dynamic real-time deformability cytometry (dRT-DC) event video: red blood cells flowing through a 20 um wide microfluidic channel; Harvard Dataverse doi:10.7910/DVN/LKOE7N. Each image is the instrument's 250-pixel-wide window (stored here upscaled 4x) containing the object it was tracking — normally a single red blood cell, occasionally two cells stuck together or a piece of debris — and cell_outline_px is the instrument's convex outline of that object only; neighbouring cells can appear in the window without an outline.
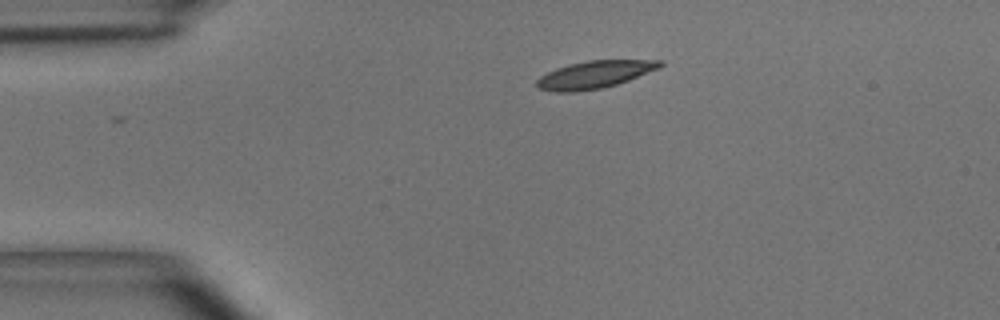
{"species": "common noctule bat (a hibernating species)", "species_latin": "Nyctalus noctula", "temperature_condition": "room temperature", "stored_images_in_passage": 40, "camera_frame_rate_fps": 3000, "um_per_image_px": 0.085, "animal": {"sex": "male", "body_mass_g": 15.6}, "frame": {"image": 1, "passage_image": 1, "time_ms": 0.0, "image_size_px": [1000, 320], "cell_outline_px": [[664, 64], [660, 68], [628, 80], [604, 88], [576, 92], [556, 92], [536, 88], [536, 80], [540, 76], [556, 68], [568, 64], [588, 60], [664, 60]], "centroid_in_image_um": [50.53, 6.34], "position_along_channel_um": 34.5, "area_um2": 19.88}}
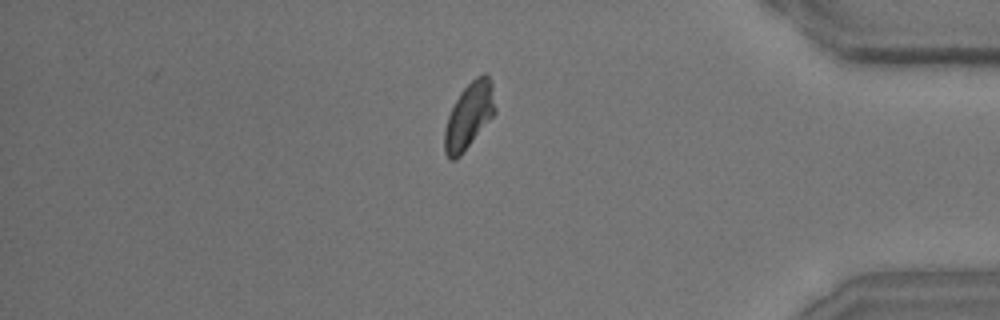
{"frame": {"image": 2, "passage_image": 33, "time_ms": 10.667, "image_size_px": [1000, 320], "cell_outline_px": [[496, 112], [460, 156], [456, 160], [448, 160], [444, 152], [444, 128], [448, 116], [460, 92], [476, 76], [484, 72], [488, 76], [492, 84], [496, 108]], "centroid_in_image_um": [39.85, 9.84], "position_along_channel_um": 395.3, "area_um2": 19.42}}
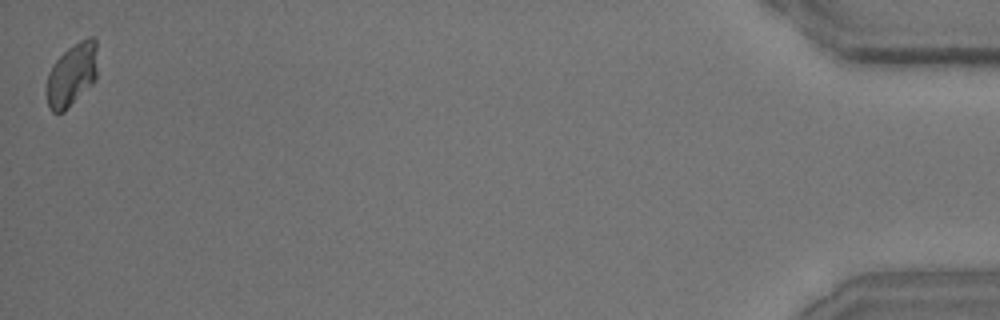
{"frame": {"image": 3, "passage_image": 40, "time_ms": 13.0, "image_size_px": [1000, 320], "cell_outline_px": [[96, 76], [92, 84], [64, 112], [56, 116], [48, 108], [48, 72], [52, 64], [68, 48], [80, 40], [88, 36], [92, 36], [96, 40]], "centroid_in_image_um": [6.1, 6.37], "position_along_channel_um": 429.1, "area_um2": 18.61}, "authors_computed_cell_mechanics": {"area_um2": 19.2763, "velocity_mm_per_s": 4.0313, "shape_relaxation_time_tau1_ms": 3.5822, "shape_relaxation_time_tau2_ms": 3.2469, "deformation_change_tau1": 0.1233, "deformation_change_tau2": 0.0919}}